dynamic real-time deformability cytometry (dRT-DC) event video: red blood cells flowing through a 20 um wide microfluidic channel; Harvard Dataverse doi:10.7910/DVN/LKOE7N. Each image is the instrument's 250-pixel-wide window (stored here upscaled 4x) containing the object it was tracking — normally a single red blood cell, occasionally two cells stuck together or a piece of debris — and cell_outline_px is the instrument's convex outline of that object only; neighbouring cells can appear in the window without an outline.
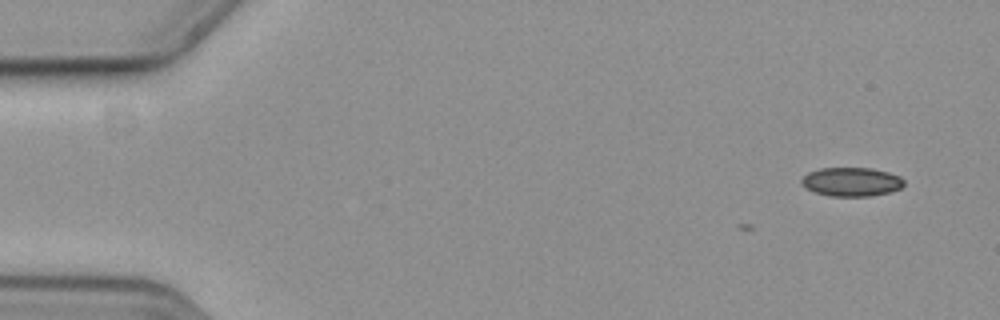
{"species": "common noctule bat (a hibernating species)", "species_latin": "Nyctalus noctula", "temperature_condition": "cold", "stored_images_in_passage": 4, "camera_frame_rate_fps": 3000, "um_per_image_px": 0.085, "animal": {"sex": "female", "body_mass_g": 19.3, "forearm_length_mm": 54.1}, "frame": {"image": 1, "passage_image": 1, "time_ms": 0.0, "image_size_px": [1000, 320], "cell_outline_px": [[904, 184], [900, 188], [888, 192], [872, 196], [832, 196], [816, 192], [808, 188], [800, 180], [808, 172], [820, 168], [872, 168], [888, 172], [900, 176], [904, 180]], "centroid_in_image_um": [72.4, 15.44], "position_along_channel_um": 12.6, "area_um2": 17.05}}